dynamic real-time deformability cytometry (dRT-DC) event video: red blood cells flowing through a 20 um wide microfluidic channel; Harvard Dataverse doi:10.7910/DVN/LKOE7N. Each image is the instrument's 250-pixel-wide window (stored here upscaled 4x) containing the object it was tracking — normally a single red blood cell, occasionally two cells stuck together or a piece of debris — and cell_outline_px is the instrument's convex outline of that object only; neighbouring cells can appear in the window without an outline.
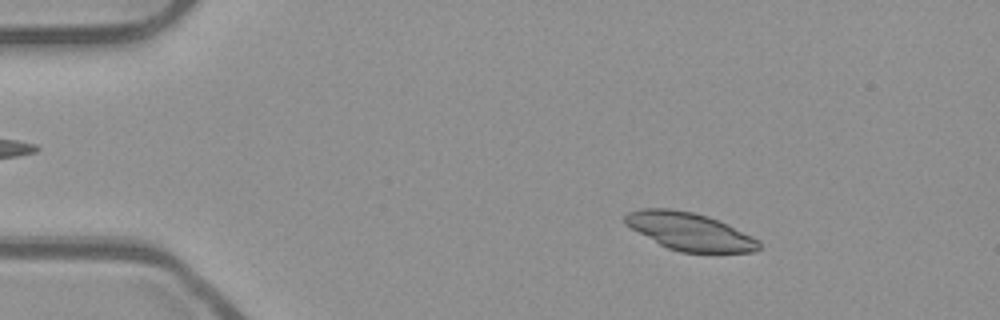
{"species": "common noctule bat (a hibernating species)", "species_latin": "Nyctalus noctula", "temperature_condition": "room temperature", "stored_images_in_passage": 52, "camera_frame_rate_fps": 3000, "um_per_image_px": 0.085, "animal": {"sex": "male", "body_mass_g": 23.1, "forearm_length_mm": 52.7}, "frame": {"image": 1, "passage_image": 8, "time_ms": 2.333, "image_size_px": [1000, 320], "cell_outline_px": [[760, 248], [756, 252], [680, 252], [668, 248], [660, 244], [624, 224], [624, 216], [628, 212], [640, 208], [668, 208], [692, 212], [708, 216], [728, 224], [760, 240]], "centroid_in_image_um": [58.62, 19.67], "position_along_channel_um": 26.4, "area_um2": 29.3}}